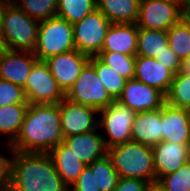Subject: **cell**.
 <instances>
[{"instance_id": "6da1fadb", "label": "cell", "mask_w": 190, "mask_h": 191, "mask_svg": "<svg viewBox=\"0 0 190 191\" xmlns=\"http://www.w3.org/2000/svg\"><path fill=\"white\" fill-rule=\"evenodd\" d=\"M64 139L59 104H29L11 151L49 153Z\"/></svg>"}, {"instance_id": "7a4b0ae2", "label": "cell", "mask_w": 190, "mask_h": 191, "mask_svg": "<svg viewBox=\"0 0 190 191\" xmlns=\"http://www.w3.org/2000/svg\"><path fill=\"white\" fill-rule=\"evenodd\" d=\"M10 191H70L49 153L11 151Z\"/></svg>"}, {"instance_id": "3957f363", "label": "cell", "mask_w": 190, "mask_h": 191, "mask_svg": "<svg viewBox=\"0 0 190 191\" xmlns=\"http://www.w3.org/2000/svg\"><path fill=\"white\" fill-rule=\"evenodd\" d=\"M107 156L119 177L156 182L152 147L130 141L108 148Z\"/></svg>"}, {"instance_id": "277c9868", "label": "cell", "mask_w": 190, "mask_h": 191, "mask_svg": "<svg viewBox=\"0 0 190 191\" xmlns=\"http://www.w3.org/2000/svg\"><path fill=\"white\" fill-rule=\"evenodd\" d=\"M40 21L33 19L15 3L4 11L0 35L7 50L33 51L36 47Z\"/></svg>"}, {"instance_id": "5b68a950", "label": "cell", "mask_w": 190, "mask_h": 191, "mask_svg": "<svg viewBox=\"0 0 190 191\" xmlns=\"http://www.w3.org/2000/svg\"><path fill=\"white\" fill-rule=\"evenodd\" d=\"M72 50H76L73 24L57 15L40 21L36 47L33 50L39 61Z\"/></svg>"}, {"instance_id": "8992f818", "label": "cell", "mask_w": 190, "mask_h": 191, "mask_svg": "<svg viewBox=\"0 0 190 191\" xmlns=\"http://www.w3.org/2000/svg\"><path fill=\"white\" fill-rule=\"evenodd\" d=\"M136 112L118 101L99 110L98 127L108 148L131 141V129ZM104 131V134H103Z\"/></svg>"}, {"instance_id": "52a82bcc", "label": "cell", "mask_w": 190, "mask_h": 191, "mask_svg": "<svg viewBox=\"0 0 190 191\" xmlns=\"http://www.w3.org/2000/svg\"><path fill=\"white\" fill-rule=\"evenodd\" d=\"M111 24L98 9L74 23L73 39L76 50L89 58L96 57L101 52Z\"/></svg>"}, {"instance_id": "ba28073f", "label": "cell", "mask_w": 190, "mask_h": 191, "mask_svg": "<svg viewBox=\"0 0 190 191\" xmlns=\"http://www.w3.org/2000/svg\"><path fill=\"white\" fill-rule=\"evenodd\" d=\"M68 100L102 110L115 100L102 85L95 68L88 62L82 69L78 79L65 94Z\"/></svg>"}, {"instance_id": "9c48e42d", "label": "cell", "mask_w": 190, "mask_h": 191, "mask_svg": "<svg viewBox=\"0 0 190 191\" xmlns=\"http://www.w3.org/2000/svg\"><path fill=\"white\" fill-rule=\"evenodd\" d=\"M23 89L29 104H59L65 98L44 61L34 64Z\"/></svg>"}, {"instance_id": "30bf717a", "label": "cell", "mask_w": 190, "mask_h": 191, "mask_svg": "<svg viewBox=\"0 0 190 191\" xmlns=\"http://www.w3.org/2000/svg\"><path fill=\"white\" fill-rule=\"evenodd\" d=\"M184 18L182 3L167 0H141L138 28L167 31Z\"/></svg>"}, {"instance_id": "8fae6325", "label": "cell", "mask_w": 190, "mask_h": 191, "mask_svg": "<svg viewBox=\"0 0 190 191\" xmlns=\"http://www.w3.org/2000/svg\"><path fill=\"white\" fill-rule=\"evenodd\" d=\"M60 125L63 137L82 134L98 128L99 111L64 98L59 103Z\"/></svg>"}, {"instance_id": "7c38bea8", "label": "cell", "mask_w": 190, "mask_h": 191, "mask_svg": "<svg viewBox=\"0 0 190 191\" xmlns=\"http://www.w3.org/2000/svg\"><path fill=\"white\" fill-rule=\"evenodd\" d=\"M116 101L138 113L162 108L166 103V95L157 88L132 78L126 80Z\"/></svg>"}, {"instance_id": "4fadbf2b", "label": "cell", "mask_w": 190, "mask_h": 191, "mask_svg": "<svg viewBox=\"0 0 190 191\" xmlns=\"http://www.w3.org/2000/svg\"><path fill=\"white\" fill-rule=\"evenodd\" d=\"M44 62L48 65L59 88L66 94L89 62V57L78 50H72L52 56Z\"/></svg>"}, {"instance_id": "5bb4252c", "label": "cell", "mask_w": 190, "mask_h": 191, "mask_svg": "<svg viewBox=\"0 0 190 191\" xmlns=\"http://www.w3.org/2000/svg\"><path fill=\"white\" fill-rule=\"evenodd\" d=\"M156 182L173 173L189 161V143L176 144L161 141L152 147Z\"/></svg>"}, {"instance_id": "9a60e30c", "label": "cell", "mask_w": 190, "mask_h": 191, "mask_svg": "<svg viewBox=\"0 0 190 191\" xmlns=\"http://www.w3.org/2000/svg\"><path fill=\"white\" fill-rule=\"evenodd\" d=\"M38 61L33 51L5 50L0 56V79L24 87Z\"/></svg>"}, {"instance_id": "2e32d148", "label": "cell", "mask_w": 190, "mask_h": 191, "mask_svg": "<svg viewBox=\"0 0 190 191\" xmlns=\"http://www.w3.org/2000/svg\"><path fill=\"white\" fill-rule=\"evenodd\" d=\"M99 127L93 131L75 134L63 139V143L86 165L107 155L104 138Z\"/></svg>"}, {"instance_id": "e0dca14e", "label": "cell", "mask_w": 190, "mask_h": 191, "mask_svg": "<svg viewBox=\"0 0 190 191\" xmlns=\"http://www.w3.org/2000/svg\"><path fill=\"white\" fill-rule=\"evenodd\" d=\"M162 141L190 143V120L187 109L167 103L162 107Z\"/></svg>"}, {"instance_id": "ac0fdd59", "label": "cell", "mask_w": 190, "mask_h": 191, "mask_svg": "<svg viewBox=\"0 0 190 191\" xmlns=\"http://www.w3.org/2000/svg\"><path fill=\"white\" fill-rule=\"evenodd\" d=\"M131 141L154 147L162 141V108L136 113Z\"/></svg>"}, {"instance_id": "d6986e66", "label": "cell", "mask_w": 190, "mask_h": 191, "mask_svg": "<svg viewBox=\"0 0 190 191\" xmlns=\"http://www.w3.org/2000/svg\"><path fill=\"white\" fill-rule=\"evenodd\" d=\"M174 73L155 58L136 56L134 78L155 87L165 95L168 93Z\"/></svg>"}, {"instance_id": "ffe728a7", "label": "cell", "mask_w": 190, "mask_h": 191, "mask_svg": "<svg viewBox=\"0 0 190 191\" xmlns=\"http://www.w3.org/2000/svg\"><path fill=\"white\" fill-rule=\"evenodd\" d=\"M138 27L136 23L115 24L109 27L101 52H116L136 56Z\"/></svg>"}, {"instance_id": "44dd1931", "label": "cell", "mask_w": 190, "mask_h": 191, "mask_svg": "<svg viewBox=\"0 0 190 191\" xmlns=\"http://www.w3.org/2000/svg\"><path fill=\"white\" fill-rule=\"evenodd\" d=\"M55 168L63 182L70 187L77 179L86 164L83 163L63 142L50 152Z\"/></svg>"}, {"instance_id": "7402d4cb", "label": "cell", "mask_w": 190, "mask_h": 191, "mask_svg": "<svg viewBox=\"0 0 190 191\" xmlns=\"http://www.w3.org/2000/svg\"><path fill=\"white\" fill-rule=\"evenodd\" d=\"M141 0H97V9L115 24L136 23Z\"/></svg>"}, {"instance_id": "603a6c76", "label": "cell", "mask_w": 190, "mask_h": 191, "mask_svg": "<svg viewBox=\"0 0 190 191\" xmlns=\"http://www.w3.org/2000/svg\"><path fill=\"white\" fill-rule=\"evenodd\" d=\"M29 104H13L0 107V133L9 146L17 137Z\"/></svg>"}, {"instance_id": "cb8c5ba5", "label": "cell", "mask_w": 190, "mask_h": 191, "mask_svg": "<svg viewBox=\"0 0 190 191\" xmlns=\"http://www.w3.org/2000/svg\"><path fill=\"white\" fill-rule=\"evenodd\" d=\"M168 47L167 31L138 28L136 56L156 58Z\"/></svg>"}, {"instance_id": "d4e9b609", "label": "cell", "mask_w": 190, "mask_h": 191, "mask_svg": "<svg viewBox=\"0 0 190 191\" xmlns=\"http://www.w3.org/2000/svg\"><path fill=\"white\" fill-rule=\"evenodd\" d=\"M97 9V0H58L56 15L74 24Z\"/></svg>"}, {"instance_id": "484cf974", "label": "cell", "mask_w": 190, "mask_h": 191, "mask_svg": "<svg viewBox=\"0 0 190 191\" xmlns=\"http://www.w3.org/2000/svg\"><path fill=\"white\" fill-rule=\"evenodd\" d=\"M169 48L180 60L190 57V22L183 18L167 30Z\"/></svg>"}, {"instance_id": "4316f807", "label": "cell", "mask_w": 190, "mask_h": 191, "mask_svg": "<svg viewBox=\"0 0 190 191\" xmlns=\"http://www.w3.org/2000/svg\"><path fill=\"white\" fill-rule=\"evenodd\" d=\"M89 63L95 68L98 78L109 95L117 100L125 86L126 79L102 63L97 57H90Z\"/></svg>"}, {"instance_id": "83f0119b", "label": "cell", "mask_w": 190, "mask_h": 191, "mask_svg": "<svg viewBox=\"0 0 190 191\" xmlns=\"http://www.w3.org/2000/svg\"><path fill=\"white\" fill-rule=\"evenodd\" d=\"M87 166L93 172L95 186L99 191H113L115 189L119 176L107 155Z\"/></svg>"}, {"instance_id": "f1b7e54d", "label": "cell", "mask_w": 190, "mask_h": 191, "mask_svg": "<svg viewBox=\"0 0 190 191\" xmlns=\"http://www.w3.org/2000/svg\"><path fill=\"white\" fill-rule=\"evenodd\" d=\"M96 57L126 80L134 78L136 56L116 52H100Z\"/></svg>"}, {"instance_id": "f546056e", "label": "cell", "mask_w": 190, "mask_h": 191, "mask_svg": "<svg viewBox=\"0 0 190 191\" xmlns=\"http://www.w3.org/2000/svg\"><path fill=\"white\" fill-rule=\"evenodd\" d=\"M166 103L185 109L190 106V76L182 73L174 74L170 89L166 94Z\"/></svg>"}, {"instance_id": "4dcf8cb0", "label": "cell", "mask_w": 190, "mask_h": 191, "mask_svg": "<svg viewBox=\"0 0 190 191\" xmlns=\"http://www.w3.org/2000/svg\"><path fill=\"white\" fill-rule=\"evenodd\" d=\"M58 0H16L15 4L33 19L47 20L56 16Z\"/></svg>"}, {"instance_id": "1f68e13d", "label": "cell", "mask_w": 190, "mask_h": 191, "mask_svg": "<svg viewBox=\"0 0 190 191\" xmlns=\"http://www.w3.org/2000/svg\"><path fill=\"white\" fill-rule=\"evenodd\" d=\"M157 183L167 191H190V161L175 172L161 177Z\"/></svg>"}, {"instance_id": "d6a6232c", "label": "cell", "mask_w": 190, "mask_h": 191, "mask_svg": "<svg viewBox=\"0 0 190 191\" xmlns=\"http://www.w3.org/2000/svg\"><path fill=\"white\" fill-rule=\"evenodd\" d=\"M13 104H29L23 87L0 79V107Z\"/></svg>"}, {"instance_id": "836d02e7", "label": "cell", "mask_w": 190, "mask_h": 191, "mask_svg": "<svg viewBox=\"0 0 190 191\" xmlns=\"http://www.w3.org/2000/svg\"><path fill=\"white\" fill-rule=\"evenodd\" d=\"M70 191H99L95 186L92 170L86 165L78 179L69 187Z\"/></svg>"}, {"instance_id": "e575fe53", "label": "cell", "mask_w": 190, "mask_h": 191, "mask_svg": "<svg viewBox=\"0 0 190 191\" xmlns=\"http://www.w3.org/2000/svg\"><path fill=\"white\" fill-rule=\"evenodd\" d=\"M149 185L145 180L119 177L113 191H147Z\"/></svg>"}, {"instance_id": "d590c367", "label": "cell", "mask_w": 190, "mask_h": 191, "mask_svg": "<svg viewBox=\"0 0 190 191\" xmlns=\"http://www.w3.org/2000/svg\"><path fill=\"white\" fill-rule=\"evenodd\" d=\"M6 148L9 156L0 154V191H10L11 150Z\"/></svg>"}, {"instance_id": "8d00e7d4", "label": "cell", "mask_w": 190, "mask_h": 191, "mask_svg": "<svg viewBox=\"0 0 190 191\" xmlns=\"http://www.w3.org/2000/svg\"><path fill=\"white\" fill-rule=\"evenodd\" d=\"M158 62L162 63L165 67L177 74L180 69L181 60L176 53L169 47L160 56L155 58Z\"/></svg>"}, {"instance_id": "74e56055", "label": "cell", "mask_w": 190, "mask_h": 191, "mask_svg": "<svg viewBox=\"0 0 190 191\" xmlns=\"http://www.w3.org/2000/svg\"><path fill=\"white\" fill-rule=\"evenodd\" d=\"M178 73L190 76V57L181 60L180 69Z\"/></svg>"}, {"instance_id": "f35d334b", "label": "cell", "mask_w": 190, "mask_h": 191, "mask_svg": "<svg viewBox=\"0 0 190 191\" xmlns=\"http://www.w3.org/2000/svg\"><path fill=\"white\" fill-rule=\"evenodd\" d=\"M182 11L184 14V18L190 22V0L182 1Z\"/></svg>"}, {"instance_id": "ab89813d", "label": "cell", "mask_w": 190, "mask_h": 191, "mask_svg": "<svg viewBox=\"0 0 190 191\" xmlns=\"http://www.w3.org/2000/svg\"><path fill=\"white\" fill-rule=\"evenodd\" d=\"M147 191H167L165 190L161 185H159L157 182L150 183Z\"/></svg>"}, {"instance_id": "60d3db41", "label": "cell", "mask_w": 190, "mask_h": 191, "mask_svg": "<svg viewBox=\"0 0 190 191\" xmlns=\"http://www.w3.org/2000/svg\"><path fill=\"white\" fill-rule=\"evenodd\" d=\"M8 4H9V2L4 1V0H0V27L2 24V18H3L4 11H5Z\"/></svg>"}, {"instance_id": "b9f144b4", "label": "cell", "mask_w": 190, "mask_h": 191, "mask_svg": "<svg viewBox=\"0 0 190 191\" xmlns=\"http://www.w3.org/2000/svg\"><path fill=\"white\" fill-rule=\"evenodd\" d=\"M6 50L4 42H3V38L0 35V56L4 53V51Z\"/></svg>"}, {"instance_id": "7bdbcfd3", "label": "cell", "mask_w": 190, "mask_h": 191, "mask_svg": "<svg viewBox=\"0 0 190 191\" xmlns=\"http://www.w3.org/2000/svg\"><path fill=\"white\" fill-rule=\"evenodd\" d=\"M167 1L182 3L183 0H167Z\"/></svg>"}, {"instance_id": "ee69618b", "label": "cell", "mask_w": 190, "mask_h": 191, "mask_svg": "<svg viewBox=\"0 0 190 191\" xmlns=\"http://www.w3.org/2000/svg\"><path fill=\"white\" fill-rule=\"evenodd\" d=\"M4 1H7L9 3H15L16 2V0H4Z\"/></svg>"}, {"instance_id": "f6af8a7d", "label": "cell", "mask_w": 190, "mask_h": 191, "mask_svg": "<svg viewBox=\"0 0 190 191\" xmlns=\"http://www.w3.org/2000/svg\"><path fill=\"white\" fill-rule=\"evenodd\" d=\"M187 112H188V116H189V120H190V106L187 108Z\"/></svg>"}, {"instance_id": "bcb514c9", "label": "cell", "mask_w": 190, "mask_h": 191, "mask_svg": "<svg viewBox=\"0 0 190 191\" xmlns=\"http://www.w3.org/2000/svg\"><path fill=\"white\" fill-rule=\"evenodd\" d=\"M189 161H190V143H189Z\"/></svg>"}]
</instances>
